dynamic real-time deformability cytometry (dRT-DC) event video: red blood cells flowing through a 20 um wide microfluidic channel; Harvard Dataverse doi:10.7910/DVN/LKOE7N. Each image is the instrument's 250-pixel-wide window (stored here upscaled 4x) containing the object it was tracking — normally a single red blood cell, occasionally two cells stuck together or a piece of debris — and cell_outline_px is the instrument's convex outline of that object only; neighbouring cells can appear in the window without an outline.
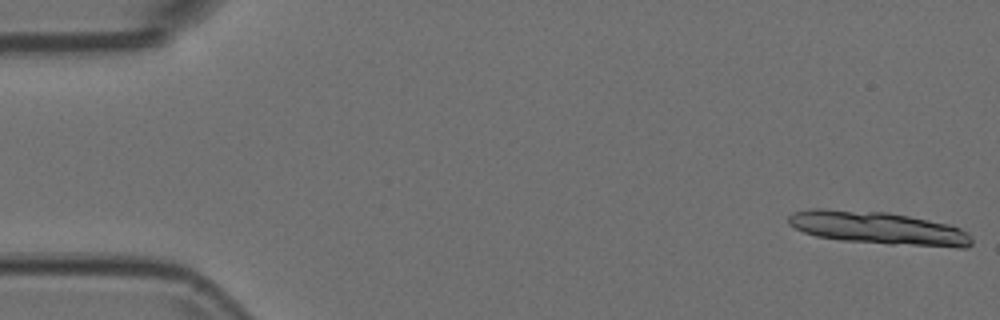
{"species": "Egyptian fruit bat (a non-hibernating species)", "species_latin": "Rousettus aegyptiacus", "temperature_condition": "room temperature", "stored_images_in_passage": 13, "camera_frame_rate_fps": 3000, "um_per_image_px": 0.085, "animal": {"sex": "female"}, "frame": {"image": 1, "passage_image": 1, "time_ms": 0.0, "image_size_px": [1000, 320], "cell_outline_px": [[972, 244], [968, 248], [956, 248], [888, 244], [840, 240], [816, 236], [804, 232], [788, 224], [788, 216], [792, 212], [808, 208], [828, 208], [888, 212], [948, 224], [960, 228], [968, 232], [972, 236]], "centroid_in_image_um": [74.66, 19.38], "position_along_channel_um": 10.3, "area_um2": 35.6}}